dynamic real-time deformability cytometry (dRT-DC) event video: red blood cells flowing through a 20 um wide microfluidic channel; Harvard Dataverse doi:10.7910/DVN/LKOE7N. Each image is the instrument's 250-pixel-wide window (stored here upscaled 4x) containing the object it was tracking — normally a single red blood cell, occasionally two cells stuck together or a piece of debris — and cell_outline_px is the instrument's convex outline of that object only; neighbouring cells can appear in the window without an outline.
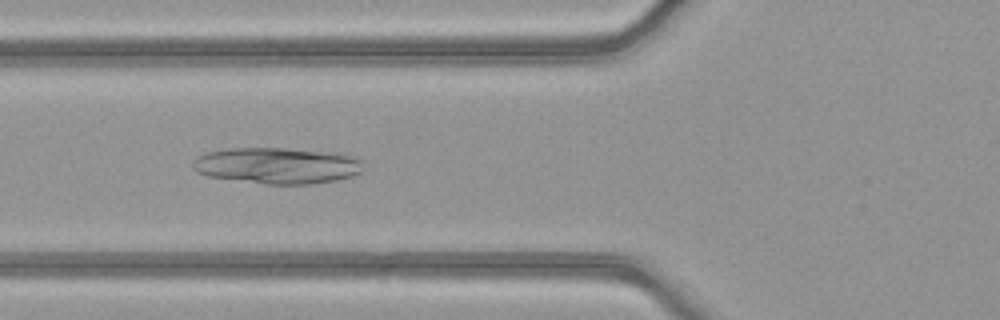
{"species": "common noctule bat (a hibernating species)", "species_latin": "Nyctalus noctula", "temperature_condition": "warm", "stored_images_in_passage": 51, "camera_frame_rate_fps": 3000, "um_per_image_px": 0.085, "animal": {"sex": "female", "body_mass_g": 21.9}, "frame": {"image": 1, "passage_image": 20, "time_ms": 6.333, "image_size_px": [1000, 320], "cell_outline_px": [[364, 172], [352, 176], [336, 180], [312, 184], [264, 184], [208, 176], [196, 172], [192, 168], [192, 160], [196, 156], [208, 152], [228, 148], [284, 148], [340, 152], [360, 156], [364, 168]], "centroid_in_image_um": [23.63, 14.06], "position_along_channel_um": 102.2, "area_um2": 36.76}}
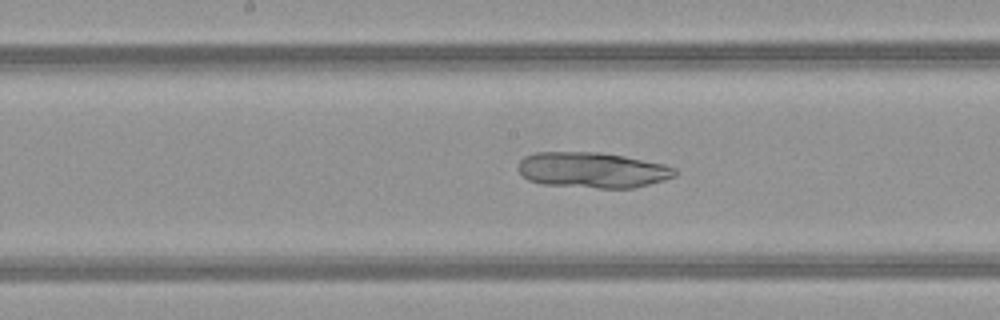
{"frame": {"image": 2, "passage_image": 27, "time_ms": 8.667, "image_size_px": [1000, 320], "cell_outline_px": [[676, 176], [664, 180], [632, 188], [600, 188], [540, 184], [528, 180], [516, 168], [520, 160], [524, 156], [536, 152], [600, 152], [624, 156], [664, 164], [676, 168]], "centroid_in_image_um": [50.33, 14.45], "position_along_channel_um": 197.9, "area_um2": 32.66}}
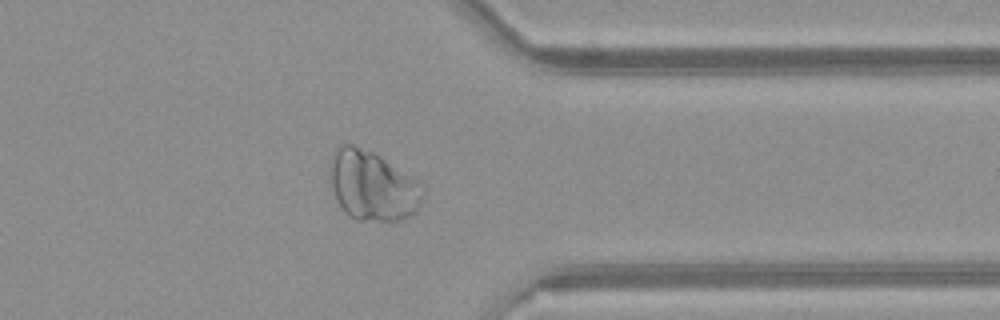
{"frame": {"image": 3, "passage_image": 41, "time_ms": 13.333, "image_size_px": [1000, 320], "cell_outline_px": [[424, 196], [416, 212], [404, 220], [356, 220], [348, 216], [344, 212], [336, 200], [332, 188], [328, 172], [328, 164], [332, 152], [340, 144], [352, 144], [372, 152], [380, 156], [416, 180], [424, 188]], "centroid_in_image_um": [31.61, 15.79], "position_along_channel_um": 379.8, "area_um2": 38.09}}